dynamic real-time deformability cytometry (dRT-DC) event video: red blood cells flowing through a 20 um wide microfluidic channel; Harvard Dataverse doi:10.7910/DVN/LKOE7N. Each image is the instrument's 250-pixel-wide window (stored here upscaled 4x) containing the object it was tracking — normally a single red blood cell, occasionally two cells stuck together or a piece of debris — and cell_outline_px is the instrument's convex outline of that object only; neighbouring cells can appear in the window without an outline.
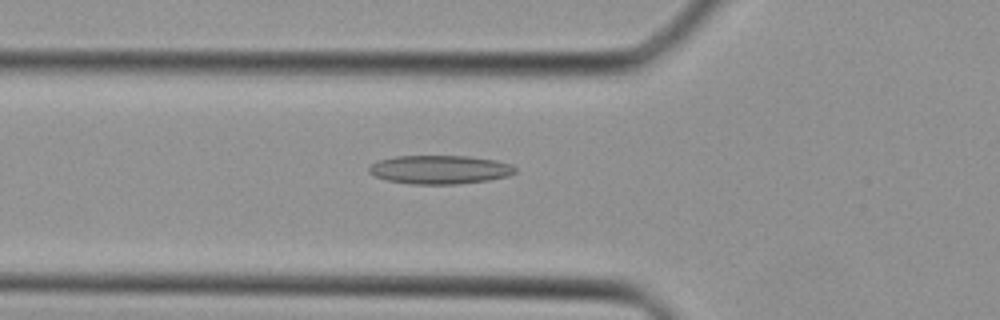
{"species": "Egyptian fruit bat (a non-hibernating species)", "species_latin": "Rousettus aegyptiacus", "temperature_condition": "cold", "stored_images_in_passage": 30, "camera_frame_rate_fps": 3000, "um_per_image_px": 0.085, "animal": {"sex": "female"}, "frame": {"image": 1, "passage_image": 8, "time_ms": 2.333, "image_size_px": [1000, 320], "cell_outline_px": [[516, 172], [508, 176], [488, 180], [456, 184], [412, 184], [388, 180], [376, 176], [368, 172], [368, 168], [376, 160], [396, 156], [468, 156], [496, 160], [512, 164], [516, 168]], "centroid_in_image_um": [37.39, 14.41], "position_along_channel_um": 88.4, "area_um2": 24.45}}
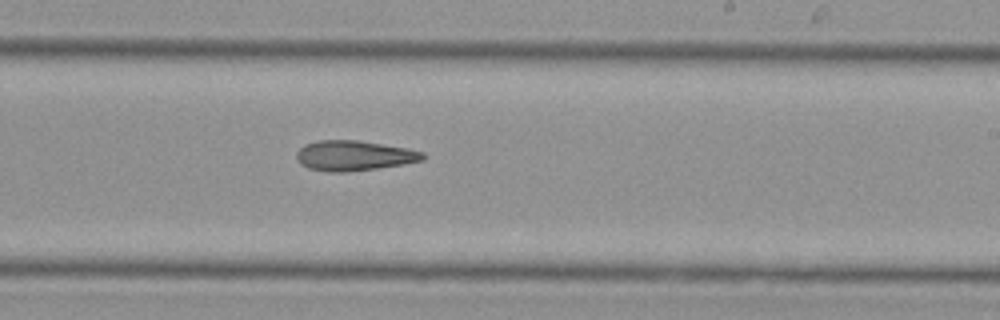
{"frame": {"image": 2, "passage_image": 18, "time_ms": 5.667, "image_size_px": [1000, 320], "cell_outline_px": [[424, 160], [404, 164], [348, 172], [328, 172], [308, 168], [300, 164], [296, 156], [296, 152], [304, 144], [316, 140], [356, 140], [408, 148], [424, 152]], "centroid_in_image_um": [30.06, 13.23], "position_along_channel_um": 258.9, "area_um2": 22.25}}
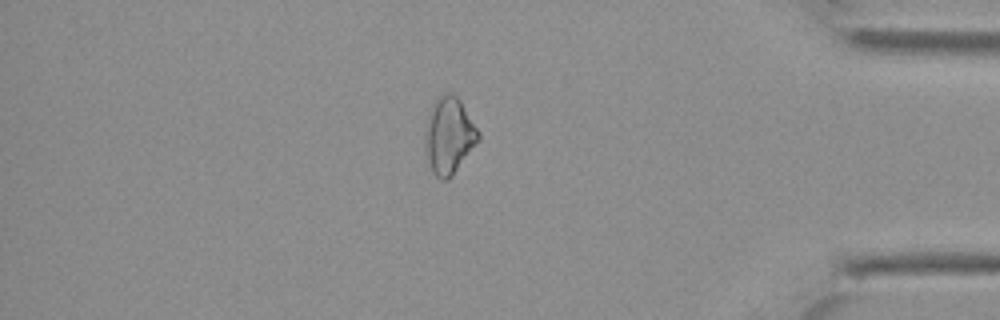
{"frame": {"image": 3, "passage_image": 28, "time_ms": 9.0, "image_size_px": [1000, 320], "cell_outline_px": [[480, 140], [452, 176], [448, 180], [440, 180], [432, 172], [428, 160], [424, 144], [424, 132], [428, 116], [432, 104], [444, 92], [452, 92], [460, 100], [480, 132]], "centroid_in_image_um": [38.16, 11.53], "position_along_channel_um": 397.0, "area_um2": 23.99}}